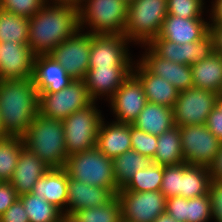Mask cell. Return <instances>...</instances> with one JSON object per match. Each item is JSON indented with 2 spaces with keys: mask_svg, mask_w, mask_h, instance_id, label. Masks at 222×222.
Instances as JSON below:
<instances>
[{
  "mask_svg": "<svg viewBox=\"0 0 222 222\" xmlns=\"http://www.w3.org/2000/svg\"><path fill=\"white\" fill-rule=\"evenodd\" d=\"M79 30L78 9L47 2L29 18L28 45L35 56L48 55Z\"/></svg>",
  "mask_w": 222,
  "mask_h": 222,
  "instance_id": "1",
  "label": "cell"
},
{
  "mask_svg": "<svg viewBox=\"0 0 222 222\" xmlns=\"http://www.w3.org/2000/svg\"><path fill=\"white\" fill-rule=\"evenodd\" d=\"M39 94L32 78L0 80V117L9 136H22L38 114Z\"/></svg>",
  "mask_w": 222,
  "mask_h": 222,
  "instance_id": "2",
  "label": "cell"
},
{
  "mask_svg": "<svg viewBox=\"0 0 222 222\" xmlns=\"http://www.w3.org/2000/svg\"><path fill=\"white\" fill-rule=\"evenodd\" d=\"M25 148L40 158L50 169H63L67 150L62 120L37 114L22 135Z\"/></svg>",
  "mask_w": 222,
  "mask_h": 222,
  "instance_id": "3",
  "label": "cell"
},
{
  "mask_svg": "<svg viewBox=\"0 0 222 222\" xmlns=\"http://www.w3.org/2000/svg\"><path fill=\"white\" fill-rule=\"evenodd\" d=\"M64 169L69 177L107 188L114 196L120 190L114 178L112 159L97 147L68 156Z\"/></svg>",
  "mask_w": 222,
  "mask_h": 222,
  "instance_id": "4",
  "label": "cell"
},
{
  "mask_svg": "<svg viewBox=\"0 0 222 222\" xmlns=\"http://www.w3.org/2000/svg\"><path fill=\"white\" fill-rule=\"evenodd\" d=\"M166 15L167 0H137L128 7L124 36L146 45L159 35Z\"/></svg>",
  "mask_w": 222,
  "mask_h": 222,
  "instance_id": "5",
  "label": "cell"
},
{
  "mask_svg": "<svg viewBox=\"0 0 222 222\" xmlns=\"http://www.w3.org/2000/svg\"><path fill=\"white\" fill-rule=\"evenodd\" d=\"M79 10L80 30L88 24L91 34H123L128 7L121 0H85ZM83 26V27H82Z\"/></svg>",
  "mask_w": 222,
  "mask_h": 222,
  "instance_id": "6",
  "label": "cell"
},
{
  "mask_svg": "<svg viewBox=\"0 0 222 222\" xmlns=\"http://www.w3.org/2000/svg\"><path fill=\"white\" fill-rule=\"evenodd\" d=\"M95 104L93 101L62 120L67 156L97 146L98 132L103 118Z\"/></svg>",
  "mask_w": 222,
  "mask_h": 222,
  "instance_id": "7",
  "label": "cell"
},
{
  "mask_svg": "<svg viewBox=\"0 0 222 222\" xmlns=\"http://www.w3.org/2000/svg\"><path fill=\"white\" fill-rule=\"evenodd\" d=\"M92 102L85 81L74 79L67 88L56 93H39L38 113L63 120Z\"/></svg>",
  "mask_w": 222,
  "mask_h": 222,
  "instance_id": "8",
  "label": "cell"
},
{
  "mask_svg": "<svg viewBox=\"0 0 222 222\" xmlns=\"http://www.w3.org/2000/svg\"><path fill=\"white\" fill-rule=\"evenodd\" d=\"M218 94L198 88L179 91L177 101L173 106L174 123L178 127L187 125H202L216 106Z\"/></svg>",
  "mask_w": 222,
  "mask_h": 222,
  "instance_id": "9",
  "label": "cell"
},
{
  "mask_svg": "<svg viewBox=\"0 0 222 222\" xmlns=\"http://www.w3.org/2000/svg\"><path fill=\"white\" fill-rule=\"evenodd\" d=\"M180 135L185 162L189 165L209 167L222 142L209 131L205 124L181 126Z\"/></svg>",
  "mask_w": 222,
  "mask_h": 222,
  "instance_id": "10",
  "label": "cell"
},
{
  "mask_svg": "<svg viewBox=\"0 0 222 222\" xmlns=\"http://www.w3.org/2000/svg\"><path fill=\"white\" fill-rule=\"evenodd\" d=\"M82 32L79 30L49 53L65 69L67 74L76 80H84L89 69L92 34Z\"/></svg>",
  "mask_w": 222,
  "mask_h": 222,
  "instance_id": "11",
  "label": "cell"
},
{
  "mask_svg": "<svg viewBox=\"0 0 222 222\" xmlns=\"http://www.w3.org/2000/svg\"><path fill=\"white\" fill-rule=\"evenodd\" d=\"M122 220L125 222H154L166 211V197L161 191H118Z\"/></svg>",
  "mask_w": 222,
  "mask_h": 222,
  "instance_id": "12",
  "label": "cell"
},
{
  "mask_svg": "<svg viewBox=\"0 0 222 222\" xmlns=\"http://www.w3.org/2000/svg\"><path fill=\"white\" fill-rule=\"evenodd\" d=\"M129 42L123 34H92L89 68L133 67Z\"/></svg>",
  "mask_w": 222,
  "mask_h": 222,
  "instance_id": "13",
  "label": "cell"
},
{
  "mask_svg": "<svg viewBox=\"0 0 222 222\" xmlns=\"http://www.w3.org/2000/svg\"><path fill=\"white\" fill-rule=\"evenodd\" d=\"M159 57L171 62L192 65L214 53L213 37L208 33L197 42L178 44L164 38H153L147 44Z\"/></svg>",
  "mask_w": 222,
  "mask_h": 222,
  "instance_id": "14",
  "label": "cell"
},
{
  "mask_svg": "<svg viewBox=\"0 0 222 222\" xmlns=\"http://www.w3.org/2000/svg\"><path fill=\"white\" fill-rule=\"evenodd\" d=\"M108 101L116 117L115 122L129 124L133 123L148 103L143 85L133 73Z\"/></svg>",
  "mask_w": 222,
  "mask_h": 222,
  "instance_id": "15",
  "label": "cell"
},
{
  "mask_svg": "<svg viewBox=\"0 0 222 222\" xmlns=\"http://www.w3.org/2000/svg\"><path fill=\"white\" fill-rule=\"evenodd\" d=\"M34 57L29 45L0 43V80L32 78Z\"/></svg>",
  "mask_w": 222,
  "mask_h": 222,
  "instance_id": "16",
  "label": "cell"
},
{
  "mask_svg": "<svg viewBox=\"0 0 222 222\" xmlns=\"http://www.w3.org/2000/svg\"><path fill=\"white\" fill-rule=\"evenodd\" d=\"M32 80L39 93H56L74 80L49 54L36 55L33 61Z\"/></svg>",
  "mask_w": 222,
  "mask_h": 222,
  "instance_id": "17",
  "label": "cell"
},
{
  "mask_svg": "<svg viewBox=\"0 0 222 222\" xmlns=\"http://www.w3.org/2000/svg\"><path fill=\"white\" fill-rule=\"evenodd\" d=\"M140 62L154 75L167 80L179 91L193 88L191 66L159 57L147 44ZM148 51V52H147Z\"/></svg>",
  "mask_w": 222,
  "mask_h": 222,
  "instance_id": "18",
  "label": "cell"
},
{
  "mask_svg": "<svg viewBox=\"0 0 222 222\" xmlns=\"http://www.w3.org/2000/svg\"><path fill=\"white\" fill-rule=\"evenodd\" d=\"M132 69L133 67L89 68L84 81L90 98L93 101L100 99V96L110 99L132 74Z\"/></svg>",
  "mask_w": 222,
  "mask_h": 222,
  "instance_id": "19",
  "label": "cell"
},
{
  "mask_svg": "<svg viewBox=\"0 0 222 222\" xmlns=\"http://www.w3.org/2000/svg\"><path fill=\"white\" fill-rule=\"evenodd\" d=\"M209 33V22L204 18H181L166 15L158 38H164L178 44L192 43L201 40Z\"/></svg>",
  "mask_w": 222,
  "mask_h": 222,
  "instance_id": "20",
  "label": "cell"
},
{
  "mask_svg": "<svg viewBox=\"0 0 222 222\" xmlns=\"http://www.w3.org/2000/svg\"><path fill=\"white\" fill-rule=\"evenodd\" d=\"M67 191L68 199L65 218L74 211L105 205L114 197L107 188L91 186L69 176Z\"/></svg>",
  "mask_w": 222,
  "mask_h": 222,
  "instance_id": "21",
  "label": "cell"
},
{
  "mask_svg": "<svg viewBox=\"0 0 222 222\" xmlns=\"http://www.w3.org/2000/svg\"><path fill=\"white\" fill-rule=\"evenodd\" d=\"M50 168L35 154L24 148L19 155L10 183L18 196L31 193L34 185Z\"/></svg>",
  "mask_w": 222,
  "mask_h": 222,
  "instance_id": "22",
  "label": "cell"
},
{
  "mask_svg": "<svg viewBox=\"0 0 222 222\" xmlns=\"http://www.w3.org/2000/svg\"><path fill=\"white\" fill-rule=\"evenodd\" d=\"M132 69V73L143 85L147 101L173 109L179 90L167 80L152 74L140 61Z\"/></svg>",
  "mask_w": 222,
  "mask_h": 222,
  "instance_id": "23",
  "label": "cell"
},
{
  "mask_svg": "<svg viewBox=\"0 0 222 222\" xmlns=\"http://www.w3.org/2000/svg\"><path fill=\"white\" fill-rule=\"evenodd\" d=\"M68 173L63 169H49L34 185L33 193L53 204L64 215L68 199ZM65 206V207H64Z\"/></svg>",
  "mask_w": 222,
  "mask_h": 222,
  "instance_id": "24",
  "label": "cell"
},
{
  "mask_svg": "<svg viewBox=\"0 0 222 222\" xmlns=\"http://www.w3.org/2000/svg\"><path fill=\"white\" fill-rule=\"evenodd\" d=\"M104 122L103 119L99 128L96 147L111 159L131 150L130 124L113 121L108 125Z\"/></svg>",
  "mask_w": 222,
  "mask_h": 222,
  "instance_id": "25",
  "label": "cell"
},
{
  "mask_svg": "<svg viewBox=\"0 0 222 222\" xmlns=\"http://www.w3.org/2000/svg\"><path fill=\"white\" fill-rule=\"evenodd\" d=\"M193 87L217 94L222 89V54L212 53L204 60L191 65Z\"/></svg>",
  "mask_w": 222,
  "mask_h": 222,
  "instance_id": "26",
  "label": "cell"
},
{
  "mask_svg": "<svg viewBox=\"0 0 222 222\" xmlns=\"http://www.w3.org/2000/svg\"><path fill=\"white\" fill-rule=\"evenodd\" d=\"M132 125L146 133L161 135L175 126L173 109L148 102Z\"/></svg>",
  "mask_w": 222,
  "mask_h": 222,
  "instance_id": "27",
  "label": "cell"
},
{
  "mask_svg": "<svg viewBox=\"0 0 222 222\" xmlns=\"http://www.w3.org/2000/svg\"><path fill=\"white\" fill-rule=\"evenodd\" d=\"M157 148L153 162L161 166L185 163L181 148L180 127H174L158 135Z\"/></svg>",
  "mask_w": 222,
  "mask_h": 222,
  "instance_id": "28",
  "label": "cell"
},
{
  "mask_svg": "<svg viewBox=\"0 0 222 222\" xmlns=\"http://www.w3.org/2000/svg\"><path fill=\"white\" fill-rule=\"evenodd\" d=\"M210 182L211 176L208 167L182 163V197L191 199L207 195Z\"/></svg>",
  "mask_w": 222,
  "mask_h": 222,
  "instance_id": "29",
  "label": "cell"
},
{
  "mask_svg": "<svg viewBox=\"0 0 222 222\" xmlns=\"http://www.w3.org/2000/svg\"><path fill=\"white\" fill-rule=\"evenodd\" d=\"M113 173L118 187L123 188L134 173L153 164L151 157L143 156L135 150H128L112 159Z\"/></svg>",
  "mask_w": 222,
  "mask_h": 222,
  "instance_id": "30",
  "label": "cell"
},
{
  "mask_svg": "<svg viewBox=\"0 0 222 222\" xmlns=\"http://www.w3.org/2000/svg\"><path fill=\"white\" fill-rule=\"evenodd\" d=\"M28 215L29 222H64V213L44 198L28 193L19 196Z\"/></svg>",
  "mask_w": 222,
  "mask_h": 222,
  "instance_id": "31",
  "label": "cell"
},
{
  "mask_svg": "<svg viewBox=\"0 0 222 222\" xmlns=\"http://www.w3.org/2000/svg\"><path fill=\"white\" fill-rule=\"evenodd\" d=\"M67 222H121V204L115 195L105 205L94 208H87L72 212L67 218Z\"/></svg>",
  "mask_w": 222,
  "mask_h": 222,
  "instance_id": "32",
  "label": "cell"
},
{
  "mask_svg": "<svg viewBox=\"0 0 222 222\" xmlns=\"http://www.w3.org/2000/svg\"><path fill=\"white\" fill-rule=\"evenodd\" d=\"M29 19L0 9V43L28 45Z\"/></svg>",
  "mask_w": 222,
  "mask_h": 222,
  "instance_id": "33",
  "label": "cell"
},
{
  "mask_svg": "<svg viewBox=\"0 0 222 222\" xmlns=\"http://www.w3.org/2000/svg\"><path fill=\"white\" fill-rule=\"evenodd\" d=\"M24 148L22 136H7L0 139V182L10 181L20 152Z\"/></svg>",
  "mask_w": 222,
  "mask_h": 222,
  "instance_id": "34",
  "label": "cell"
},
{
  "mask_svg": "<svg viewBox=\"0 0 222 222\" xmlns=\"http://www.w3.org/2000/svg\"><path fill=\"white\" fill-rule=\"evenodd\" d=\"M163 174L164 166L153 163L145 169L134 173L130 181L119 191H160Z\"/></svg>",
  "mask_w": 222,
  "mask_h": 222,
  "instance_id": "35",
  "label": "cell"
},
{
  "mask_svg": "<svg viewBox=\"0 0 222 222\" xmlns=\"http://www.w3.org/2000/svg\"><path fill=\"white\" fill-rule=\"evenodd\" d=\"M212 217L208 194L188 199L185 203V222H207Z\"/></svg>",
  "mask_w": 222,
  "mask_h": 222,
  "instance_id": "36",
  "label": "cell"
},
{
  "mask_svg": "<svg viewBox=\"0 0 222 222\" xmlns=\"http://www.w3.org/2000/svg\"><path fill=\"white\" fill-rule=\"evenodd\" d=\"M130 135L132 150L153 159L157 148L158 137L146 133L132 124H130Z\"/></svg>",
  "mask_w": 222,
  "mask_h": 222,
  "instance_id": "37",
  "label": "cell"
},
{
  "mask_svg": "<svg viewBox=\"0 0 222 222\" xmlns=\"http://www.w3.org/2000/svg\"><path fill=\"white\" fill-rule=\"evenodd\" d=\"M203 0H167V15L202 18Z\"/></svg>",
  "mask_w": 222,
  "mask_h": 222,
  "instance_id": "38",
  "label": "cell"
},
{
  "mask_svg": "<svg viewBox=\"0 0 222 222\" xmlns=\"http://www.w3.org/2000/svg\"><path fill=\"white\" fill-rule=\"evenodd\" d=\"M46 3L47 0H0V9L29 19Z\"/></svg>",
  "mask_w": 222,
  "mask_h": 222,
  "instance_id": "39",
  "label": "cell"
},
{
  "mask_svg": "<svg viewBox=\"0 0 222 222\" xmlns=\"http://www.w3.org/2000/svg\"><path fill=\"white\" fill-rule=\"evenodd\" d=\"M182 164L164 166L160 191L166 198L181 196Z\"/></svg>",
  "mask_w": 222,
  "mask_h": 222,
  "instance_id": "40",
  "label": "cell"
},
{
  "mask_svg": "<svg viewBox=\"0 0 222 222\" xmlns=\"http://www.w3.org/2000/svg\"><path fill=\"white\" fill-rule=\"evenodd\" d=\"M208 196L212 209V217L216 219V222H222V180L211 179Z\"/></svg>",
  "mask_w": 222,
  "mask_h": 222,
  "instance_id": "41",
  "label": "cell"
},
{
  "mask_svg": "<svg viewBox=\"0 0 222 222\" xmlns=\"http://www.w3.org/2000/svg\"><path fill=\"white\" fill-rule=\"evenodd\" d=\"M188 199L173 196L166 199V213L177 222H185V203Z\"/></svg>",
  "mask_w": 222,
  "mask_h": 222,
  "instance_id": "42",
  "label": "cell"
},
{
  "mask_svg": "<svg viewBox=\"0 0 222 222\" xmlns=\"http://www.w3.org/2000/svg\"><path fill=\"white\" fill-rule=\"evenodd\" d=\"M0 222H29L24 205L19 198L0 216Z\"/></svg>",
  "mask_w": 222,
  "mask_h": 222,
  "instance_id": "43",
  "label": "cell"
},
{
  "mask_svg": "<svg viewBox=\"0 0 222 222\" xmlns=\"http://www.w3.org/2000/svg\"><path fill=\"white\" fill-rule=\"evenodd\" d=\"M19 198L10 182H0V216Z\"/></svg>",
  "mask_w": 222,
  "mask_h": 222,
  "instance_id": "44",
  "label": "cell"
},
{
  "mask_svg": "<svg viewBox=\"0 0 222 222\" xmlns=\"http://www.w3.org/2000/svg\"><path fill=\"white\" fill-rule=\"evenodd\" d=\"M205 126L222 142V111L217 105L209 114Z\"/></svg>",
  "mask_w": 222,
  "mask_h": 222,
  "instance_id": "45",
  "label": "cell"
},
{
  "mask_svg": "<svg viewBox=\"0 0 222 222\" xmlns=\"http://www.w3.org/2000/svg\"><path fill=\"white\" fill-rule=\"evenodd\" d=\"M209 33L213 37L214 52L222 54V24H209Z\"/></svg>",
  "mask_w": 222,
  "mask_h": 222,
  "instance_id": "46",
  "label": "cell"
},
{
  "mask_svg": "<svg viewBox=\"0 0 222 222\" xmlns=\"http://www.w3.org/2000/svg\"><path fill=\"white\" fill-rule=\"evenodd\" d=\"M211 179L222 180V143L214 161L208 167Z\"/></svg>",
  "mask_w": 222,
  "mask_h": 222,
  "instance_id": "47",
  "label": "cell"
},
{
  "mask_svg": "<svg viewBox=\"0 0 222 222\" xmlns=\"http://www.w3.org/2000/svg\"><path fill=\"white\" fill-rule=\"evenodd\" d=\"M212 13L210 17L213 23L209 24H222V0H215L212 4Z\"/></svg>",
  "mask_w": 222,
  "mask_h": 222,
  "instance_id": "48",
  "label": "cell"
},
{
  "mask_svg": "<svg viewBox=\"0 0 222 222\" xmlns=\"http://www.w3.org/2000/svg\"><path fill=\"white\" fill-rule=\"evenodd\" d=\"M52 1V0H50ZM85 0H53L52 4L72 6L75 9H79ZM49 2V0H47ZM82 3V4H81Z\"/></svg>",
  "mask_w": 222,
  "mask_h": 222,
  "instance_id": "49",
  "label": "cell"
},
{
  "mask_svg": "<svg viewBox=\"0 0 222 222\" xmlns=\"http://www.w3.org/2000/svg\"><path fill=\"white\" fill-rule=\"evenodd\" d=\"M154 222H177L172 217H170L166 212L158 216Z\"/></svg>",
  "mask_w": 222,
  "mask_h": 222,
  "instance_id": "50",
  "label": "cell"
},
{
  "mask_svg": "<svg viewBox=\"0 0 222 222\" xmlns=\"http://www.w3.org/2000/svg\"><path fill=\"white\" fill-rule=\"evenodd\" d=\"M9 136L3 129L2 123H1V117H0V139H3L5 137Z\"/></svg>",
  "mask_w": 222,
  "mask_h": 222,
  "instance_id": "51",
  "label": "cell"
},
{
  "mask_svg": "<svg viewBox=\"0 0 222 222\" xmlns=\"http://www.w3.org/2000/svg\"><path fill=\"white\" fill-rule=\"evenodd\" d=\"M127 7L133 5L137 0H121Z\"/></svg>",
  "mask_w": 222,
  "mask_h": 222,
  "instance_id": "52",
  "label": "cell"
},
{
  "mask_svg": "<svg viewBox=\"0 0 222 222\" xmlns=\"http://www.w3.org/2000/svg\"><path fill=\"white\" fill-rule=\"evenodd\" d=\"M216 105L220 108L222 111V97L218 95Z\"/></svg>",
  "mask_w": 222,
  "mask_h": 222,
  "instance_id": "53",
  "label": "cell"
},
{
  "mask_svg": "<svg viewBox=\"0 0 222 222\" xmlns=\"http://www.w3.org/2000/svg\"><path fill=\"white\" fill-rule=\"evenodd\" d=\"M218 95L222 97V89H221V91H220V93Z\"/></svg>",
  "mask_w": 222,
  "mask_h": 222,
  "instance_id": "54",
  "label": "cell"
}]
</instances>
